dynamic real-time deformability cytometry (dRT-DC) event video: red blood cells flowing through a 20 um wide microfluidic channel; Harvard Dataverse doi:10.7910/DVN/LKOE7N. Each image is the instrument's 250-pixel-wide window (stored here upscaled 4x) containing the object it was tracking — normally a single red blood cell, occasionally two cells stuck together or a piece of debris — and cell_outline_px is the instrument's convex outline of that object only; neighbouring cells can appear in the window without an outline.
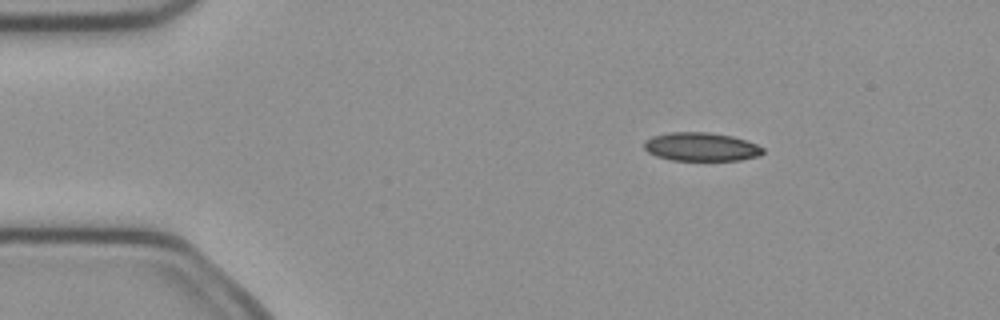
{"species": "common noctule bat (a hibernating species)", "species_latin": "Nyctalus noctula", "temperature_condition": "cold", "stored_images_in_passage": 4, "camera_frame_rate_fps": 3000, "um_per_image_px": 0.085, "animal": {"sex": "female", "body_mass_g": 21.9}, "frame": {"image": 1, "passage_image": 2, "time_ms": 0.333, "image_size_px": [1000, 320], "cell_outline_px": [[764, 152], [760, 156], [740, 160], [672, 160], [656, 156], [648, 152], [644, 148], [644, 140], [652, 136], [672, 132], [708, 132], [732, 136], [756, 144], [764, 148]], "centroid_in_image_um": [59.59, 12.48], "position_along_channel_um": 25.4, "area_um2": 19.77}}
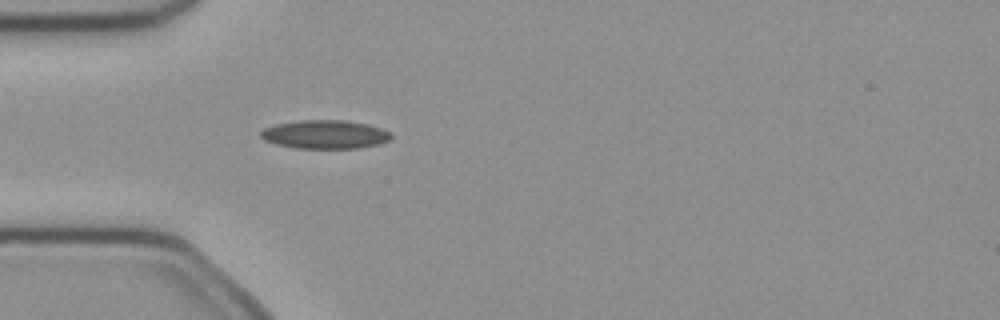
{"frame": {"image": 2, "passage_image": 4, "time_ms": 1.0, "image_size_px": [1000, 320], "cell_outline_px": [[392, 136], [388, 140], [380, 144], [360, 148], [296, 148], [276, 144], [264, 140], [260, 136], [260, 132], [264, 128], [276, 124], [300, 120], [344, 120], [368, 124], [392, 132]], "centroid_in_image_um": [27.64, 11.42], "position_along_channel_um": 57.4, "area_um2": 21.79}}